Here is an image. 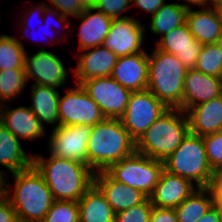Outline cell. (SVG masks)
<instances>
[{"instance_id":"cell-2","label":"cell","mask_w":222,"mask_h":222,"mask_svg":"<svg viewBox=\"0 0 222 222\" xmlns=\"http://www.w3.org/2000/svg\"><path fill=\"white\" fill-rule=\"evenodd\" d=\"M136 151V142L119 118H105L92 126L87 146L88 166L105 171L110 165Z\"/></svg>"},{"instance_id":"cell-38","label":"cell","mask_w":222,"mask_h":222,"mask_svg":"<svg viewBox=\"0 0 222 222\" xmlns=\"http://www.w3.org/2000/svg\"><path fill=\"white\" fill-rule=\"evenodd\" d=\"M41 4H38V5H35L34 7L32 6V7H30L29 9H28V11L29 12H27V10H26V12H23L24 13V16L22 17L23 18V25L25 26V27H27V28H29V29H31L30 28V24H32L31 22H32V20H34L36 17L39 19V17H40V19L43 17L42 15H44V16H46V15H49L51 12L49 11V9H48V7H47V2H40ZM26 13H27V15H26ZM29 18V19H28ZM32 18V19H31ZM31 22H30V21ZM30 22V23H29ZM29 26V27H28Z\"/></svg>"},{"instance_id":"cell-5","label":"cell","mask_w":222,"mask_h":222,"mask_svg":"<svg viewBox=\"0 0 222 222\" xmlns=\"http://www.w3.org/2000/svg\"><path fill=\"white\" fill-rule=\"evenodd\" d=\"M148 71L147 90L168 108H179L187 68L175 55L155 47L152 54H148Z\"/></svg>"},{"instance_id":"cell-35","label":"cell","mask_w":222,"mask_h":222,"mask_svg":"<svg viewBox=\"0 0 222 222\" xmlns=\"http://www.w3.org/2000/svg\"><path fill=\"white\" fill-rule=\"evenodd\" d=\"M132 6V0H98L95 9L112 19L125 18L122 16Z\"/></svg>"},{"instance_id":"cell-45","label":"cell","mask_w":222,"mask_h":222,"mask_svg":"<svg viewBox=\"0 0 222 222\" xmlns=\"http://www.w3.org/2000/svg\"><path fill=\"white\" fill-rule=\"evenodd\" d=\"M212 184H222V165L214 170V177Z\"/></svg>"},{"instance_id":"cell-3","label":"cell","mask_w":222,"mask_h":222,"mask_svg":"<svg viewBox=\"0 0 222 222\" xmlns=\"http://www.w3.org/2000/svg\"><path fill=\"white\" fill-rule=\"evenodd\" d=\"M12 175L15 181L14 190L7 181L6 197L16 216L29 222H40L54 201L44 177L34 165Z\"/></svg>"},{"instance_id":"cell-24","label":"cell","mask_w":222,"mask_h":222,"mask_svg":"<svg viewBox=\"0 0 222 222\" xmlns=\"http://www.w3.org/2000/svg\"><path fill=\"white\" fill-rule=\"evenodd\" d=\"M58 88L44 85H31V106H28L33 114L39 119L40 124L54 125L53 129L59 126L58 102L60 93Z\"/></svg>"},{"instance_id":"cell-11","label":"cell","mask_w":222,"mask_h":222,"mask_svg":"<svg viewBox=\"0 0 222 222\" xmlns=\"http://www.w3.org/2000/svg\"><path fill=\"white\" fill-rule=\"evenodd\" d=\"M80 85L98 104L105 118H120L124 114L132 91L111 76L91 78Z\"/></svg>"},{"instance_id":"cell-39","label":"cell","mask_w":222,"mask_h":222,"mask_svg":"<svg viewBox=\"0 0 222 222\" xmlns=\"http://www.w3.org/2000/svg\"><path fill=\"white\" fill-rule=\"evenodd\" d=\"M51 16V17H50ZM52 17L53 18H55L56 20H58V24H60L61 25V28H63V30H64V28H65V30H67L68 28L70 29V26H71V24H72V22H71V20L70 21H68L69 19V17H57V16H55L53 13H50L49 14V16L47 15V18L45 19V20H47V21H45L44 23H42V25H43V27H42V29H41V27H40V29L42 30V31H44L45 32V30H46V32H47V30H48V28L47 27H49V26H51V25H49V24H52L50 21L52 20ZM49 19H51V20H49ZM21 24V26H22V28L21 29H23V31L25 30V31H28V28L27 27H25L23 24H22V22H20ZM59 25V26H60ZM63 25V26H62ZM56 26V25H55ZM39 28V27H38ZM59 29V28H58ZM40 30V31H41ZM37 31H39V29L37 30ZM35 33V32H34ZM41 33V32H40ZM48 33V32H47ZM27 35V34H26ZM52 35V34H51ZM51 37V36H50ZM50 37H49V40L52 42V43H55V42H59V40L58 39H55V41H54V37L52 36V40L50 39ZM37 39V38H36ZM57 40V41H56ZM34 41V40H33ZM39 42V41H38ZM47 43H46V41H45V44L44 45H46Z\"/></svg>"},{"instance_id":"cell-4","label":"cell","mask_w":222,"mask_h":222,"mask_svg":"<svg viewBox=\"0 0 222 222\" xmlns=\"http://www.w3.org/2000/svg\"><path fill=\"white\" fill-rule=\"evenodd\" d=\"M188 133L186 112L180 108H169L136 141V151L163 162L179 147Z\"/></svg>"},{"instance_id":"cell-8","label":"cell","mask_w":222,"mask_h":222,"mask_svg":"<svg viewBox=\"0 0 222 222\" xmlns=\"http://www.w3.org/2000/svg\"><path fill=\"white\" fill-rule=\"evenodd\" d=\"M169 108L149 90L132 92L124 114L119 118L136 142Z\"/></svg>"},{"instance_id":"cell-16","label":"cell","mask_w":222,"mask_h":222,"mask_svg":"<svg viewBox=\"0 0 222 222\" xmlns=\"http://www.w3.org/2000/svg\"><path fill=\"white\" fill-rule=\"evenodd\" d=\"M222 94L221 78L187 69L183 84V101L179 107L186 112L190 107L208 102Z\"/></svg>"},{"instance_id":"cell-27","label":"cell","mask_w":222,"mask_h":222,"mask_svg":"<svg viewBox=\"0 0 222 222\" xmlns=\"http://www.w3.org/2000/svg\"><path fill=\"white\" fill-rule=\"evenodd\" d=\"M214 192L209 188H198L176 208L178 222H196L213 206Z\"/></svg>"},{"instance_id":"cell-44","label":"cell","mask_w":222,"mask_h":222,"mask_svg":"<svg viewBox=\"0 0 222 222\" xmlns=\"http://www.w3.org/2000/svg\"><path fill=\"white\" fill-rule=\"evenodd\" d=\"M6 173L7 172L0 170V198L6 196L7 181H8V176H9V175H6Z\"/></svg>"},{"instance_id":"cell-50","label":"cell","mask_w":222,"mask_h":222,"mask_svg":"<svg viewBox=\"0 0 222 222\" xmlns=\"http://www.w3.org/2000/svg\"><path fill=\"white\" fill-rule=\"evenodd\" d=\"M215 44L222 49V31Z\"/></svg>"},{"instance_id":"cell-26","label":"cell","mask_w":222,"mask_h":222,"mask_svg":"<svg viewBox=\"0 0 222 222\" xmlns=\"http://www.w3.org/2000/svg\"><path fill=\"white\" fill-rule=\"evenodd\" d=\"M79 222H114L115 213L101 190L93 184L78 201Z\"/></svg>"},{"instance_id":"cell-6","label":"cell","mask_w":222,"mask_h":222,"mask_svg":"<svg viewBox=\"0 0 222 222\" xmlns=\"http://www.w3.org/2000/svg\"><path fill=\"white\" fill-rule=\"evenodd\" d=\"M163 163L164 170L190 180L198 188L212 185L214 171L208 163L202 136L189 132Z\"/></svg>"},{"instance_id":"cell-20","label":"cell","mask_w":222,"mask_h":222,"mask_svg":"<svg viewBox=\"0 0 222 222\" xmlns=\"http://www.w3.org/2000/svg\"><path fill=\"white\" fill-rule=\"evenodd\" d=\"M148 53L118 57L111 77L132 92L147 89Z\"/></svg>"},{"instance_id":"cell-18","label":"cell","mask_w":222,"mask_h":222,"mask_svg":"<svg viewBox=\"0 0 222 222\" xmlns=\"http://www.w3.org/2000/svg\"><path fill=\"white\" fill-rule=\"evenodd\" d=\"M197 189L190 180L163 170L149 199L154 207L175 209Z\"/></svg>"},{"instance_id":"cell-21","label":"cell","mask_w":222,"mask_h":222,"mask_svg":"<svg viewBox=\"0 0 222 222\" xmlns=\"http://www.w3.org/2000/svg\"><path fill=\"white\" fill-rule=\"evenodd\" d=\"M189 132L204 136L222 130V94L186 111Z\"/></svg>"},{"instance_id":"cell-46","label":"cell","mask_w":222,"mask_h":222,"mask_svg":"<svg viewBox=\"0 0 222 222\" xmlns=\"http://www.w3.org/2000/svg\"><path fill=\"white\" fill-rule=\"evenodd\" d=\"M210 188L214 192L215 198L222 201V184H212Z\"/></svg>"},{"instance_id":"cell-10","label":"cell","mask_w":222,"mask_h":222,"mask_svg":"<svg viewBox=\"0 0 222 222\" xmlns=\"http://www.w3.org/2000/svg\"><path fill=\"white\" fill-rule=\"evenodd\" d=\"M92 126L59 125L48 137L49 155L88 165L87 146Z\"/></svg>"},{"instance_id":"cell-19","label":"cell","mask_w":222,"mask_h":222,"mask_svg":"<svg viewBox=\"0 0 222 222\" xmlns=\"http://www.w3.org/2000/svg\"><path fill=\"white\" fill-rule=\"evenodd\" d=\"M94 184L104 194L115 214L148 198L142 191L112 179L105 171L95 172Z\"/></svg>"},{"instance_id":"cell-48","label":"cell","mask_w":222,"mask_h":222,"mask_svg":"<svg viewBox=\"0 0 222 222\" xmlns=\"http://www.w3.org/2000/svg\"><path fill=\"white\" fill-rule=\"evenodd\" d=\"M213 206L217 210L220 222H222V201H220L217 198H215L214 202H213Z\"/></svg>"},{"instance_id":"cell-42","label":"cell","mask_w":222,"mask_h":222,"mask_svg":"<svg viewBox=\"0 0 222 222\" xmlns=\"http://www.w3.org/2000/svg\"><path fill=\"white\" fill-rule=\"evenodd\" d=\"M196 222H220L219 215L214 206L207 210V212Z\"/></svg>"},{"instance_id":"cell-17","label":"cell","mask_w":222,"mask_h":222,"mask_svg":"<svg viewBox=\"0 0 222 222\" xmlns=\"http://www.w3.org/2000/svg\"><path fill=\"white\" fill-rule=\"evenodd\" d=\"M7 105H0V123L15 137L35 141L45 136V128L29 107L10 108L11 102Z\"/></svg>"},{"instance_id":"cell-28","label":"cell","mask_w":222,"mask_h":222,"mask_svg":"<svg viewBox=\"0 0 222 222\" xmlns=\"http://www.w3.org/2000/svg\"><path fill=\"white\" fill-rule=\"evenodd\" d=\"M186 9L181 3H164L150 19V32L160 35V38L169 31L186 23Z\"/></svg>"},{"instance_id":"cell-22","label":"cell","mask_w":222,"mask_h":222,"mask_svg":"<svg viewBox=\"0 0 222 222\" xmlns=\"http://www.w3.org/2000/svg\"><path fill=\"white\" fill-rule=\"evenodd\" d=\"M75 18L81 21L78 32V51L102 46L113 19L95 8L84 9Z\"/></svg>"},{"instance_id":"cell-52","label":"cell","mask_w":222,"mask_h":222,"mask_svg":"<svg viewBox=\"0 0 222 222\" xmlns=\"http://www.w3.org/2000/svg\"><path fill=\"white\" fill-rule=\"evenodd\" d=\"M212 2H222V0H212Z\"/></svg>"},{"instance_id":"cell-47","label":"cell","mask_w":222,"mask_h":222,"mask_svg":"<svg viewBox=\"0 0 222 222\" xmlns=\"http://www.w3.org/2000/svg\"><path fill=\"white\" fill-rule=\"evenodd\" d=\"M98 0H80L81 7L83 9H91L95 8Z\"/></svg>"},{"instance_id":"cell-1","label":"cell","mask_w":222,"mask_h":222,"mask_svg":"<svg viewBox=\"0 0 222 222\" xmlns=\"http://www.w3.org/2000/svg\"><path fill=\"white\" fill-rule=\"evenodd\" d=\"M49 156L33 154V165L44 177L54 200L78 202L94 184L95 172L84 163Z\"/></svg>"},{"instance_id":"cell-43","label":"cell","mask_w":222,"mask_h":222,"mask_svg":"<svg viewBox=\"0 0 222 222\" xmlns=\"http://www.w3.org/2000/svg\"><path fill=\"white\" fill-rule=\"evenodd\" d=\"M187 3H182L186 9H191L192 6L196 5L200 8H206L212 6V0H185ZM191 4H193L191 6Z\"/></svg>"},{"instance_id":"cell-7","label":"cell","mask_w":222,"mask_h":222,"mask_svg":"<svg viewBox=\"0 0 222 222\" xmlns=\"http://www.w3.org/2000/svg\"><path fill=\"white\" fill-rule=\"evenodd\" d=\"M163 170L162 161L135 151L132 155L110 165L105 172L112 179L138 189L149 197Z\"/></svg>"},{"instance_id":"cell-29","label":"cell","mask_w":222,"mask_h":222,"mask_svg":"<svg viewBox=\"0 0 222 222\" xmlns=\"http://www.w3.org/2000/svg\"><path fill=\"white\" fill-rule=\"evenodd\" d=\"M25 45L15 36L0 35V71L24 69L26 59Z\"/></svg>"},{"instance_id":"cell-9","label":"cell","mask_w":222,"mask_h":222,"mask_svg":"<svg viewBox=\"0 0 222 222\" xmlns=\"http://www.w3.org/2000/svg\"><path fill=\"white\" fill-rule=\"evenodd\" d=\"M66 90L64 96L59 95V125L93 126L105 119L98 104L88 96L80 84Z\"/></svg>"},{"instance_id":"cell-51","label":"cell","mask_w":222,"mask_h":222,"mask_svg":"<svg viewBox=\"0 0 222 222\" xmlns=\"http://www.w3.org/2000/svg\"><path fill=\"white\" fill-rule=\"evenodd\" d=\"M13 222H29V221L16 217V219Z\"/></svg>"},{"instance_id":"cell-49","label":"cell","mask_w":222,"mask_h":222,"mask_svg":"<svg viewBox=\"0 0 222 222\" xmlns=\"http://www.w3.org/2000/svg\"><path fill=\"white\" fill-rule=\"evenodd\" d=\"M212 6L216 9L219 18L222 20V2H212Z\"/></svg>"},{"instance_id":"cell-12","label":"cell","mask_w":222,"mask_h":222,"mask_svg":"<svg viewBox=\"0 0 222 222\" xmlns=\"http://www.w3.org/2000/svg\"><path fill=\"white\" fill-rule=\"evenodd\" d=\"M26 81L35 80V85H44L53 88L64 87L67 83L68 70L56 54L41 48L35 54L26 53L24 66Z\"/></svg>"},{"instance_id":"cell-33","label":"cell","mask_w":222,"mask_h":222,"mask_svg":"<svg viewBox=\"0 0 222 222\" xmlns=\"http://www.w3.org/2000/svg\"><path fill=\"white\" fill-rule=\"evenodd\" d=\"M153 205L149 197L142 203L117 212L114 222H150Z\"/></svg>"},{"instance_id":"cell-25","label":"cell","mask_w":222,"mask_h":222,"mask_svg":"<svg viewBox=\"0 0 222 222\" xmlns=\"http://www.w3.org/2000/svg\"><path fill=\"white\" fill-rule=\"evenodd\" d=\"M0 164L13 174L33 165V154H27L15 137L0 123Z\"/></svg>"},{"instance_id":"cell-40","label":"cell","mask_w":222,"mask_h":222,"mask_svg":"<svg viewBox=\"0 0 222 222\" xmlns=\"http://www.w3.org/2000/svg\"><path fill=\"white\" fill-rule=\"evenodd\" d=\"M165 3V0H132V4L140 11L150 13L151 16Z\"/></svg>"},{"instance_id":"cell-36","label":"cell","mask_w":222,"mask_h":222,"mask_svg":"<svg viewBox=\"0 0 222 222\" xmlns=\"http://www.w3.org/2000/svg\"><path fill=\"white\" fill-rule=\"evenodd\" d=\"M47 7L57 17H77L84 9L80 0H50ZM51 4V5H50Z\"/></svg>"},{"instance_id":"cell-32","label":"cell","mask_w":222,"mask_h":222,"mask_svg":"<svg viewBox=\"0 0 222 222\" xmlns=\"http://www.w3.org/2000/svg\"><path fill=\"white\" fill-rule=\"evenodd\" d=\"M40 222H79L78 202L54 200Z\"/></svg>"},{"instance_id":"cell-41","label":"cell","mask_w":222,"mask_h":222,"mask_svg":"<svg viewBox=\"0 0 222 222\" xmlns=\"http://www.w3.org/2000/svg\"><path fill=\"white\" fill-rule=\"evenodd\" d=\"M16 212L8 198H0V222H13L16 219Z\"/></svg>"},{"instance_id":"cell-30","label":"cell","mask_w":222,"mask_h":222,"mask_svg":"<svg viewBox=\"0 0 222 222\" xmlns=\"http://www.w3.org/2000/svg\"><path fill=\"white\" fill-rule=\"evenodd\" d=\"M27 84L24 69L0 71V105L5 102L13 103L14 98L23 93L22 90Z\"/></svg>"},{"instance_id":"cell-14","label":"cell","mask_w":222,"mask_h":222,"mask_svg":"<svg viewBox=\"0 0 222 222\" xmlns=\"http://www.w3.org/2000/svg\"><path fill=\"white\" fill-rule=\"evenodd\" d=\"M155 44L157 49L175 55L187 69L195 67L203 46L194 38L187 23L169 31Z\"/></svg>"},{"instance_id":"cell-34","label":"cell","mask_w":222,"mask_h":222,"mask_svg":"<svg viewBox=\"0 0 222 222\" xmlns=\"http://www.w3.org/2000/svg\"><path fill=\"white\" fill-rule=\"evenodd\" d=\"M202 138L205 145L208 163L214 171L222 165V130L216 133L204 135Z\"/></svg>"},{"instance_id":"cell-23","label":"cell","mask_w":222,"mask_h":222,"mask_svg":"<svg viewBox=\"0 0 222 222\" xmlns=\"http://www.w3.org/2000/svg\"><path fill=\"white\" fill-rule=\"evenodd\" d=\"M186 23L194 38L202 45L216 43L222 31V20L213 6L188 9Z\"/></svg>"},{"instance_id":"cell-13","label":"cell","mask_w":222,"mask_h":222,"mask_svg":"<svg viewBox=\"0 0 222 222\" xmlns=\"http://www.w3.org/2000/svg\"><path fill=\"white\" fill-rule=\"evenodd\" d=\"M145 29L141 21L132 16L113 19L103 46L118 57L142 53Z\"/></svg>"},{"instance_id":"cell-37","label":"cell","mask_w":222,"mask_h":222,"mask_svg":"<svg viewBox=\"0 0 222 222\" xmlns=\"http://www.w3.org/2000/svg\"><path fill=\"white\" fill-rule=\"evenodd\" d=\"M150 222H178V218L175 209L153 206Z\"/></svg>"},{"instance_id":"cell-15","label":"cell","mask_w":222,"mask_h":222,"mask_svg":"<svg viewBox=\"0 0 222 222\" xmlns=\"http://www.w3.org/2000/svg\"><path fill=\"white\" fill-rule=\"evenodd\" d=\"M75 55L78 59L76 68H72L75 84L97 77L111 76L118 56L102 46L88 48Z\"/></svg>"},{"instance_id":"cell-31","label":"cell","mask_w":222,"mask_h":222,"mask_svg":"<svg viewBox=\"0 0 222 222\" xmlns=\"http://www.w3.org/2000/svg\"><path fill=\"white\" fill-rule=\"evenodd\" d=\"M194 69L201 73L221 78L222 49L215 43L203 45Z\"/></svg>"}]
</instances>
